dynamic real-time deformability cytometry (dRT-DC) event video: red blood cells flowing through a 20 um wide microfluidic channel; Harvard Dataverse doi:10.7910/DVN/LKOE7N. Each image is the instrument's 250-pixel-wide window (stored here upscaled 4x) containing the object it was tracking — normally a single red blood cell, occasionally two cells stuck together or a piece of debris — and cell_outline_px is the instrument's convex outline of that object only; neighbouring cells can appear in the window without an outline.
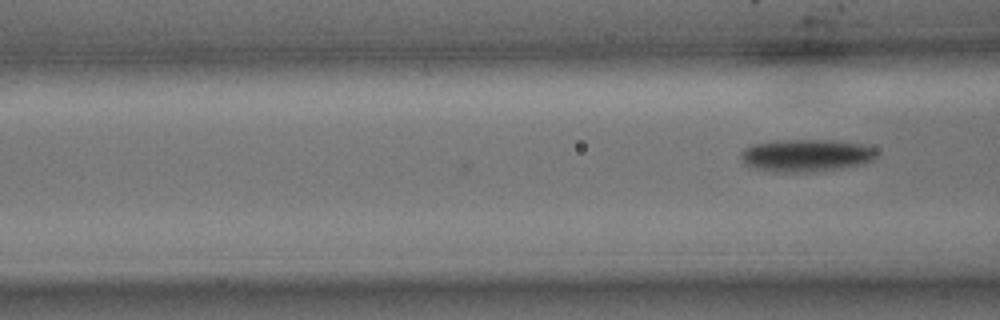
{"species": "common noctule bat (a hibernating species)", "species_latin": "Nyctalus noctula", "temperature_condition": "cold", "stored_images_in_passage": 3, "camera_frame_rate_fps": 3000, "um_per_image_px": 0.085, "animal": {"sex": "male", "body_mass_g": 15.6}, "frame": {"image": 1, "passage_image": 3, "time_ms": 0.667, "image_size_px": [1000, 320], "cell_outline_px": [[876, 156], [872, 160], [864, 164], [840, 168], [808, 172], [784, 172], [756, 168], [744, 164], [740, 156], [740, 152], [744, 148], [752, 144], [784, 140], [832, 140], [864, 144], [872, 148], [876, 152]], "centroid_in_image_um": [68.52, 13.2], "position_along_channel_um": 98.1, "area_um2": 25.49}}